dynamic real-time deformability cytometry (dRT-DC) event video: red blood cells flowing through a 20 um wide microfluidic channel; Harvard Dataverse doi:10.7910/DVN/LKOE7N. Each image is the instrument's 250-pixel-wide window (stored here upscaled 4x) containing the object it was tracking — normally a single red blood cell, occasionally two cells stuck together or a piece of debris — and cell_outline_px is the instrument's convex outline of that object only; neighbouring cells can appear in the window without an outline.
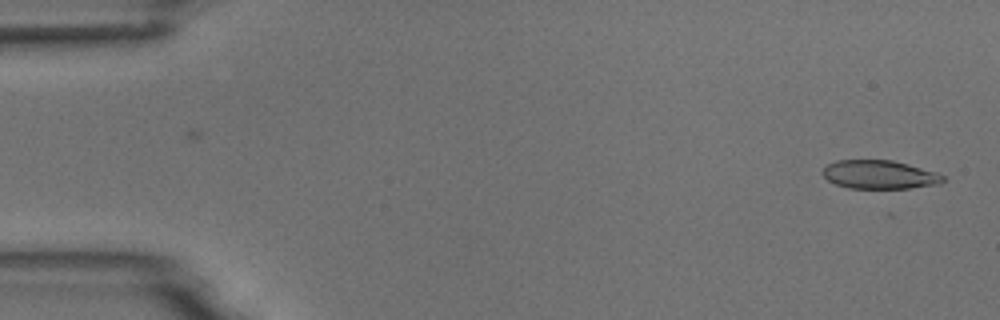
{"species": "common noctule bat (a hibernating species)", "species_latin": "Nyctalus noctula", "temperature_condition": "room temperature", "stored_images_in_passage": 2, "camera_frame_rate_fps": 3000, "um_per_image_px": 0.085, "animal": {"sex": "male", "body_mass_g": 18.8}, "frame": {"image": 1, "passage_image": 2, "time_ms": 1.0, "image_size_px": [1000, 320], "cell_outline_px": [[944, 180], [940, 184], [908, 188], [848, 188], [836, 184], [828, 180], [820, 172], [828, 164], [836, 160], [892, 160], [908, 164], [936, 172], [944, 176]], "centroid_in_image_um": [74.74, 14.84], "position_along_channel_um": 10.3, "area_um2": 20.0}}